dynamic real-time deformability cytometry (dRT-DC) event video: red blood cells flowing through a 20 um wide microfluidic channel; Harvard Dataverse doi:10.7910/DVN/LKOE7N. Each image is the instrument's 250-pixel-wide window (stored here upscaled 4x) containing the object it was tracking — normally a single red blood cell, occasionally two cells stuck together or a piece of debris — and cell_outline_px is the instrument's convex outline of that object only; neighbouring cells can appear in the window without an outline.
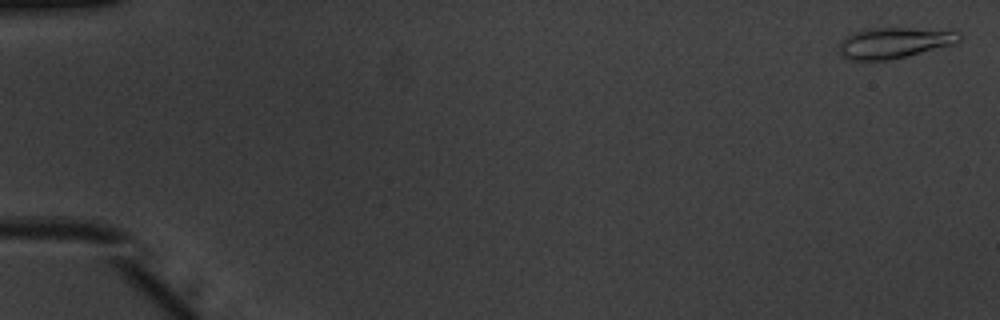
{"species": "common noctule bat (a hibernating species)", "species_latin": "Nyctalus noctula", "temperature_condition": "warm", "stored_images_in_passage": 50, "camera_frame_rate_fps": 3000, "um_per_image_px": 0.085, "animal": {"sex": "male", "body_mass_g": 20.1, "forearm_length_mm": 53.5}, "frame": {"image": 1, "passage_image": 1, "time_ms": 0.0, "image_size_px": [1000, 320], "cell_outline_px": [[960, 40], [956, 44], [908, 56], [888, 60], [848, 60], [840, 56], [840, 40], [844, 36], [852, 32], [868, 28], [908, 28], [960, 32]], "centroid_in_image_um": [75.96, 3.65], "position_along_channel_um": 9.0, "area_um2": 21.73}}
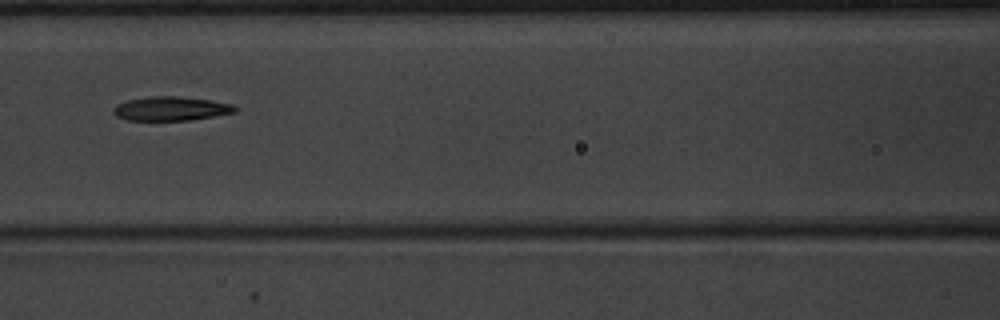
{"frame": {"image": 2, "passage_image": 24, "time_ms": 7.667, "image_size_px": [1000, 320], "cell_outline_px": [[240, 108], [236, 112], [216, 116], [192, 120], [124, 120], [116, 116], [112, 112], [112, 108], [116, 104], [128, 100], [148, 96], [180, 96], [212, 100], [232, 104]], "centroid_in_image_um": [14.54, 9.23], "position_along_channel_um": 152.1, "area_um2": 17.4}}
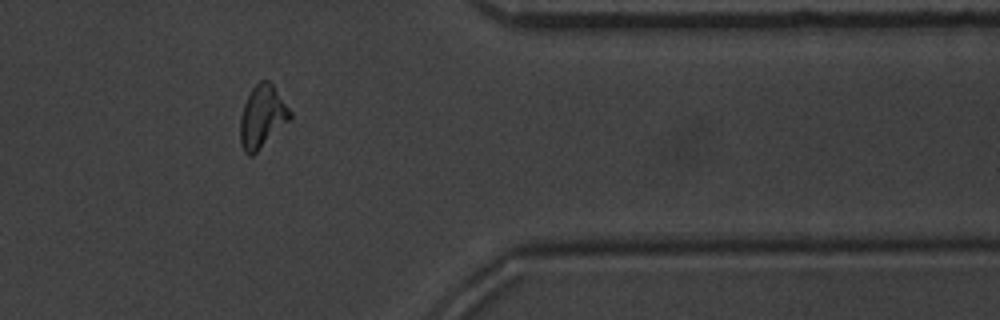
{"frame": {"image": 3, "passage_image": 43, "time_ms": 14.0, "image_size_px": [1000, 320], "cell_outline_px": [[292, 116], [252, 156], [248, 156], [244, 152], [240, 144], [240, 116], [244, 104], [252, 88], [260, 80], [268, 80], [272, 84], [292, 112]], "centroid_in_image_um": [22.26, 9.91], "position_along_channel_um": 389.1, "area_um2": 17.8}}